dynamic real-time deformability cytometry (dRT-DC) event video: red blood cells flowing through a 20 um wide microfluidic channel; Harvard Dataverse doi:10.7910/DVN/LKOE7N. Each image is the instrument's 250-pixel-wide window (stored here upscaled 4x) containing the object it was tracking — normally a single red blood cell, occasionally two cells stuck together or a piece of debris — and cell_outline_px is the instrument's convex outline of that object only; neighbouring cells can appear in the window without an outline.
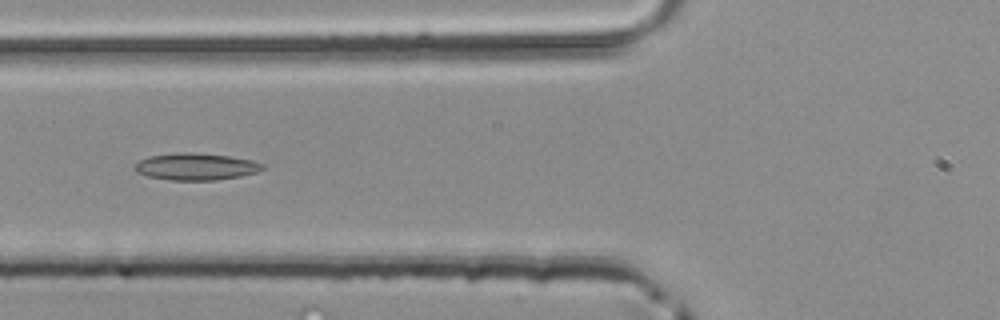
{"species": "common noctule bat (a hibernating species)", "species_latin": "Nyctalus noctula", "temperature_condition": "room temperature", "stored_images_in_passage": 39, "camera_frame_rate_fps": 3000, "um_per_image_px": 0.085, "animal": {"sex": "male", "body_mass_g": 20.4}, "frame": {"image": 1, "passage_image": 10, "time_ms": 3.0, "image_size_px": [1000, 320], "cell_outline_px": [[264, 168], [256, 172], [240, 176], [216, 180], [168, 180], [148, 176], [136, 172], [136, 164], [140, 160], [148, 156], [180, 152], [192, 152], [228, 156], [252, 160], [264, 164]], "centroid_in_image_um": [16.65, 14.16], "position_along_channel_um": 109.1, "area_um2": 19.94}}
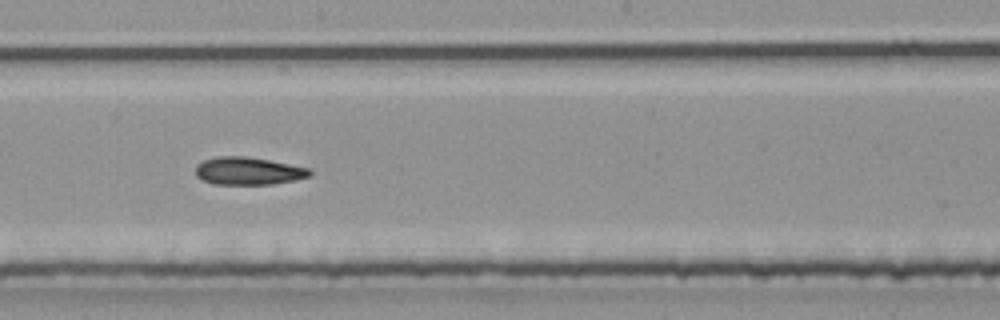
{"frame": {"image": 2, "passage_image": 18, "time_ms": 5.667, "image_size_px": [1000, 320], "cell_outline_px": [[312, 176], [296, 180], [272, 184], [212, 184], [196, 176], [196, 164], [204, 160], [216, 156], [248, 156], [308, 168], [312, 172]], "centroid_in_image_um": [21.1, 14.53], "position_along_channel_um": 227.1, "area_um2": 18.44}}
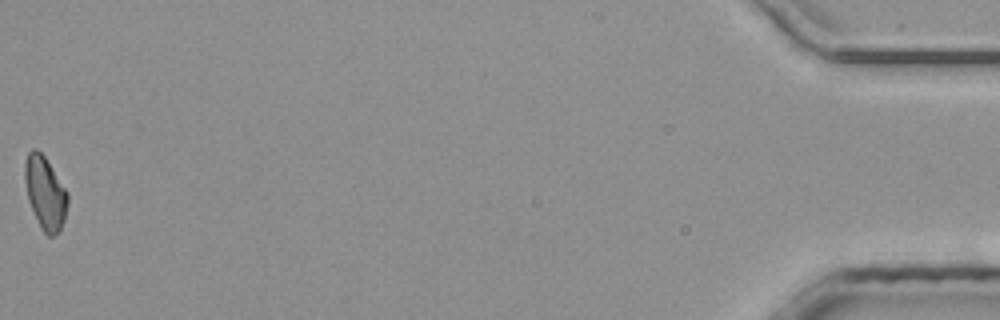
{"frame": {"image": 3, "passage_image": 39, "time_ms": 12.667, "image_size_px": [1000, 320], "cell_outline_px": [[68, 204], [64, 220], [60, 228], [52, 236], [48, 236], [40, 228], [28, 200], [24, 180], [24, 164], [28, 152], [32, 148], [36, 148], [44, 156], [68, 192]], "centroid_in_image_um": [3.82, 16.38], "position_along_channel_um": 431.4, "area_um2": 18.15}}